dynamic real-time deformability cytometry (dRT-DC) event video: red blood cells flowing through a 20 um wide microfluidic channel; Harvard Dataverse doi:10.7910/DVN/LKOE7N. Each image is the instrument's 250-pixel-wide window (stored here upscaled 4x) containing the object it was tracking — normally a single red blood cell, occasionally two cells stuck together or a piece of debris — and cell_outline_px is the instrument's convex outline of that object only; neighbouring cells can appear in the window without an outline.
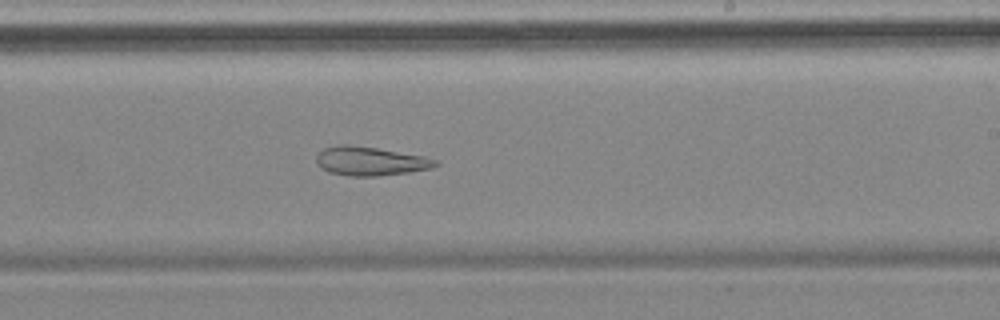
{"species": "common noctule bat (a hibernating species)", "species_latin": "Nyctalus noctula", "temperature_condition": "cold", "stored_images_in_passage": 55, "camera_frame_rate_fps": 3000, "um_per_image_px": 0.085, "animal": {"sex": "female", "body_mass_g": 18.4}, "frame": {"image": 1, "passage_image": 32, "time_ms": 10.333, "image_size_px": [1000, 320], "cell_outline_px": [[440, 164], [432, 168], [408, 172], [376, 176], [348, 176], [328, 172], [320, 168], [316, 164], [316, 156], [324, 148], [340, 144], [348, 144], [376, 148], [424, 156], [436, 160]], "centroid_in_image_um": [31.44, 13.7], "position_along_channel_um": 257.6, "area_um2": 20.06}, "authors_computed_cell_mechanics": {"area_um2": 27.455, "velocity_mm_per_s": 3.5052, "shape_relaxation_time_tau1_ms": null, "shape_relaxation_time_tau2_ms": 5.6146, "deformation_change_tau1": null, "deformation_change_tau2": 0.1546}}